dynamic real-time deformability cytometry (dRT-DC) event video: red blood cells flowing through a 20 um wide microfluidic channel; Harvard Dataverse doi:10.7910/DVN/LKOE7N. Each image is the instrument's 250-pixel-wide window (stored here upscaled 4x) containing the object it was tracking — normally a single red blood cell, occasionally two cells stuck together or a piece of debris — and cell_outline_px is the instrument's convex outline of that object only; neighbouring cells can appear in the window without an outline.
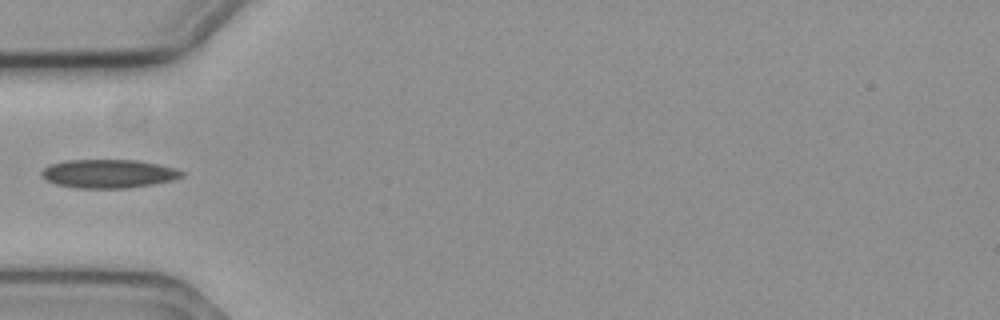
{"species": "common noctule bat (a hibernating species)", "species_latin": "Nyctalus noctula", "temperature_condition": "cold", "stored_images_in_passage": 6, "camera_frame_rate_fps": 3000, "um_per_image_px": 0.085, "animal": {"sex": "female", "body_mass_g": 19.3, "forearm_length_mm": 54.1}, "frame": {"image": 1, "passage_image": 1, "time_ms": 0.0, "image_size_px": [1000, 320], "cell_outline_px": [[184, 176], [172, 180], [152, 184], [128, 188], [76, 188], [56, 184], [40, 176], [40, 172], [44, 168], [52, 164], [64, 160], [136, 160], [156, 164], [172, 168], [184, 172]], "centroid_in_image_um": [9.19, 14.77], "position_along_channel_um": 75.8, "area_um2": 23.18}}
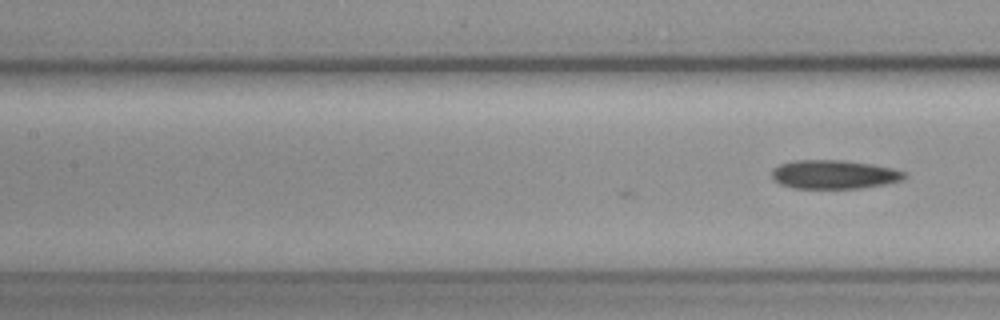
{"frame": {"image": 2, "passage_image": 6, "time_ms": 1.667, "image_size_px": [1000, 320], "cell_outline_px": [[908, 176], [900, 180], [884, 184], [860, 188], [792, 188], [780, 184], [772, 176], [772, 168], [780, 164], [796, 160], [844, 160], [872, 164], [892, 168], [908, 172]], "centroid_in_image_um": [70.91, 14.82], "position_along_channel_um": 136.5, "area_um2": 22.25}}